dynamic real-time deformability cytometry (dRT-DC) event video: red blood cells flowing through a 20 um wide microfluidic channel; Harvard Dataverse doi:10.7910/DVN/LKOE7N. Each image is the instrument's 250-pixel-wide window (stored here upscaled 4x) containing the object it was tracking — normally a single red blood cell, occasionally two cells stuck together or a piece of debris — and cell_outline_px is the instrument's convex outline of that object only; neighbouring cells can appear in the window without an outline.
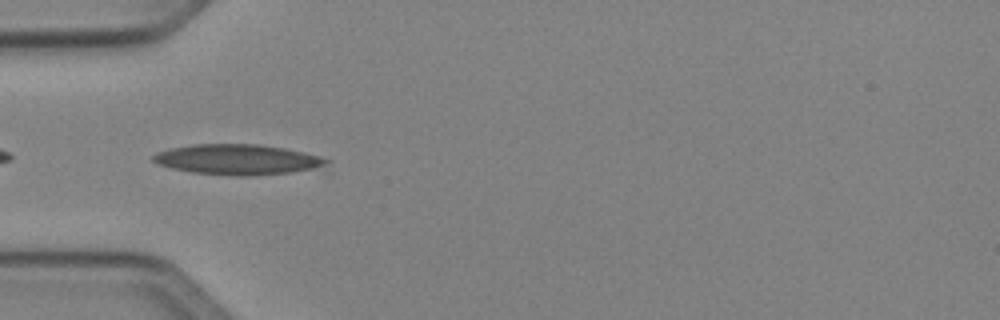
{"species": "Egyptian fruit bat (a non-hibernating species)", "species_latin": "Rousettus aegyptiacus", "temperature_condition": "cold", "stored_images_in_passage": 5, "camera_frame_rate_fps": 3000, "um_per_image_px": 0.085, "animal": {"sex": "female"}, "frame": {"image": 1, "passage_image": 3, "time_ms": 2.333, "image_size_px": [1000, 320], "cell_outline_px": [[332, 160], [324, 164], [312, 168], [292, 172], [252, 176], [236, 176], [192, 172], [172, 168], [156, 164], [152, 160], [152, 156], [156, 152], [172, 148], [192, 144], [260, 144], [284, 148], [304, 152], [320, 156]], "centroid_in_image_um": [20.15, 13.55], "position_along_channel_um": 64.9, "area_um2": 30.58}}
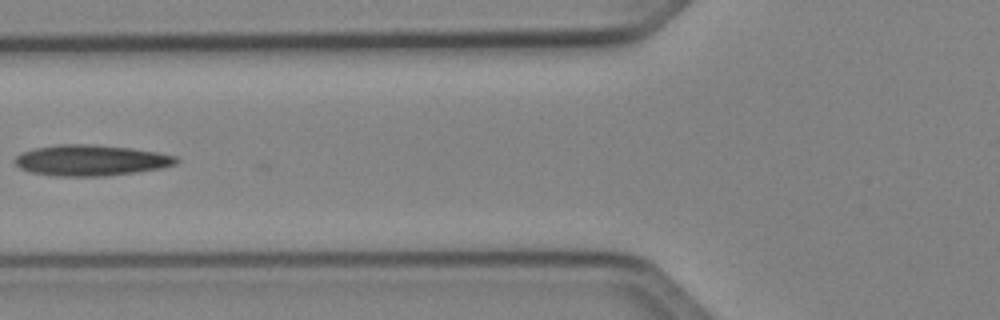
{"frame": {"image": 2, "passage_image": 4, "time_ms": 3.667, "image_size_px": [1000, 320], "cell_outline_px": [[180, 160], [176, 164], [160, 168], [136, 172], [104, 176], [52, 176], [28, 172], [20, 168], [12, 160], [16, 156], [24, 152], [36, 148], [56, 144], [92, 144], [132, 148], [156, 152], [176, 156]], "centroid_in_image_um": [7.7, 13.63], "position_along_channel_um": 118.1, "area_um2": 29.13}}
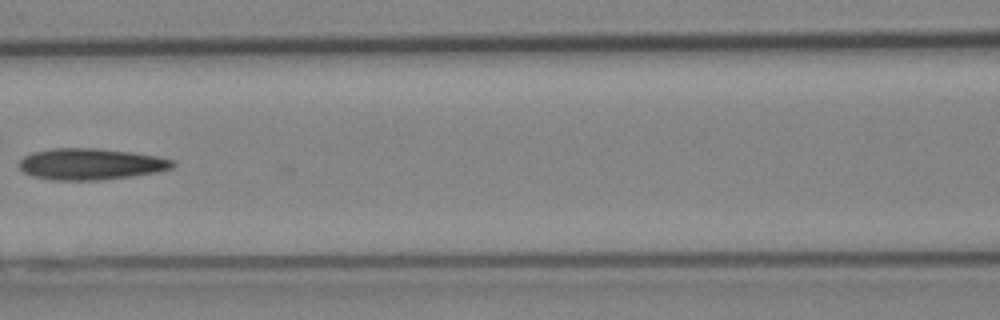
{"frame": {"image": 3, "passage_image": 5, "time_ms": 4.667, "image_size_px": [1000, 320], "cell_outline_px": [[176, 164], [172, 168], [156, 172], [132, 176], [100, 180], [48, 180], [32, 176], [24, 172], [20, 168], [20, 160], [24, 156], [32, 152], [52, 148], [100, 148], [156, 156], [176, 160]], "centroid_in_image_um": [7.71, 13.95], "position_along_channel_um": 158.9, "area_um2": 28.15}}